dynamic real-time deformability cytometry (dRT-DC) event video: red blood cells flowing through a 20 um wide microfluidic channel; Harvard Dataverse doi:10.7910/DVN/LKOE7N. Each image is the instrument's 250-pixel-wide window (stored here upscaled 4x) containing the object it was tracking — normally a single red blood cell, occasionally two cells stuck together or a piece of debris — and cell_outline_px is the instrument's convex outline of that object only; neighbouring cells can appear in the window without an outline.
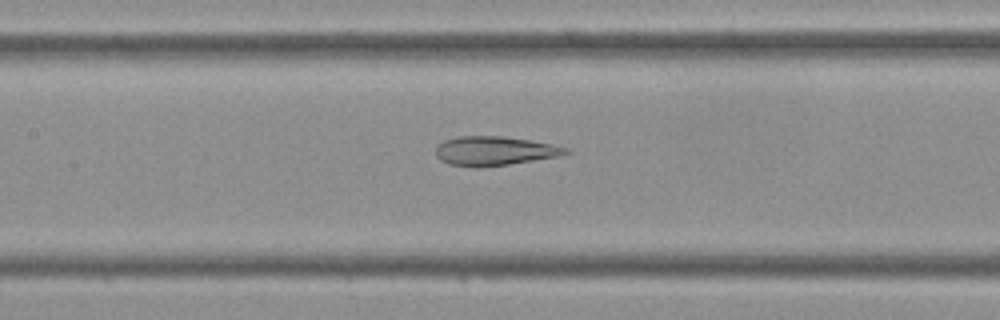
{"species": "Egyptian fruit bat (a non-hibernating species)", "species_latin": "Rousettus aegyptiacus", "temperature_condition": "cold", "stored_images_in_passage": 37, "camera_frame_rate_fps": 3000, "um_per_image_px": 0.085, "frame": {"image": 1, "passage_image": 13, "time_ms": 4.0, "image_size_px": [1000, 320], "cell_outline_px": [[572, 152], [560, 156], [508, 164], [480, 168], [472, 168], [448, 164], [440, 160], [436, 156], [436, 144], [444, 140], [456, 136], [504, 136], [552, 144], [568, 148]], "centroid_in_image_um": [41.99, 12.83], "position_along_channel_um": 165.4, "area_um2": 22.37}}
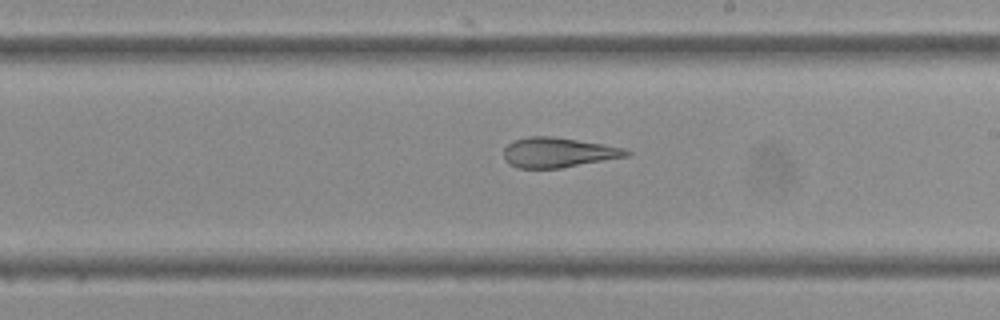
{"frame": {"image": 2, "passage_image": 18, "time_ms": 5.667, "image_size_px": [1000, 320], "cell_outline_px": [[632, 152], [628, 156], [560, 168], [516, 168], [508, 164], [504, 160], [504, 148], [508, 144], [516, 140], [528, 136], [552, 136], [604, 144], [624, 148]], "centroid_in_image_um": [47.42, 12.96], "position_along_channel_um": 241.6, "area_um2": 21.39}}
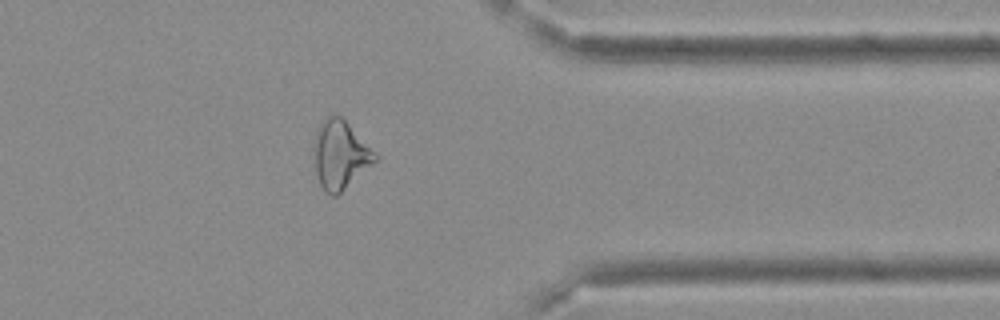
{"frame": {"image": 3, "passage_image": 28, "time_ms": 9.0, "image_size_px": [1000, 320], "cell_outline_px": [[380, 156], [372, 164], [336, 196], [332, 196], [324, 192], [320, 184], [316, 172], [312, 152], [316, 132], [320, 124], [328, 116], [340, 116]], "centroid_in_image_um": [28.89, 13.17], "position_along_channel_um": 382.5, "area_um2": 24.1}}